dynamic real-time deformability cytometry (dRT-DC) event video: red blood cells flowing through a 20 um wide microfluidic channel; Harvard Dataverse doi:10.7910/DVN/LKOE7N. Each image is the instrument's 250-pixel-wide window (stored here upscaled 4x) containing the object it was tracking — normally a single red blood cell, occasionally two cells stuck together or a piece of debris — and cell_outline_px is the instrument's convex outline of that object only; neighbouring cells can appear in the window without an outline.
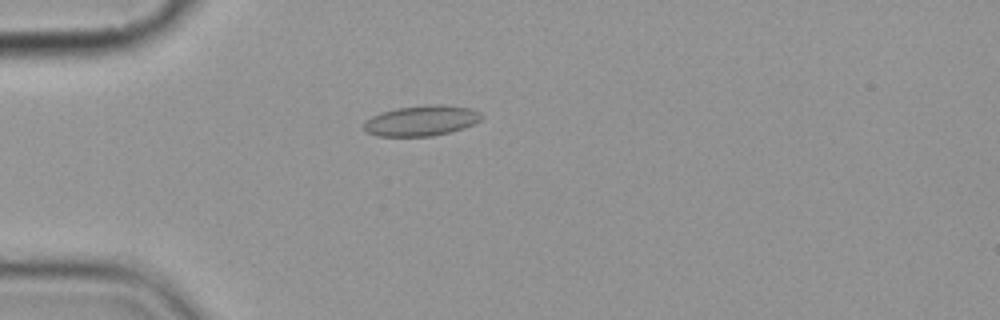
{"species": "common noctule bat (a hibernating species)", "species_latin": "Nyctalus noctula", "temperature_condition": "cold", "stored_images_in_passage": 3, "camera_frame_rate_fps": 3000, "um_per_image_px": 0.085, "animal": {"sex": "female", "body_mass_g": 19.9}, "frame": {"image": 1, "passage_image": 3, "time_ms": 2.333, "image_size_px": [1000, 320], "cell_outline_px": [[484, 116], [480, 120], [464, 128], [432, 136], [376, 136], [368, 132], [364, 128], [364, 120], [380, 112], [396, 108], [428, 104], [440, 104], [472, 108], [480, 112]], "centroid_in_image_um": [35.82, 10.24], "position_along_channel_um": 49.2, "area_um2": 20.98}}